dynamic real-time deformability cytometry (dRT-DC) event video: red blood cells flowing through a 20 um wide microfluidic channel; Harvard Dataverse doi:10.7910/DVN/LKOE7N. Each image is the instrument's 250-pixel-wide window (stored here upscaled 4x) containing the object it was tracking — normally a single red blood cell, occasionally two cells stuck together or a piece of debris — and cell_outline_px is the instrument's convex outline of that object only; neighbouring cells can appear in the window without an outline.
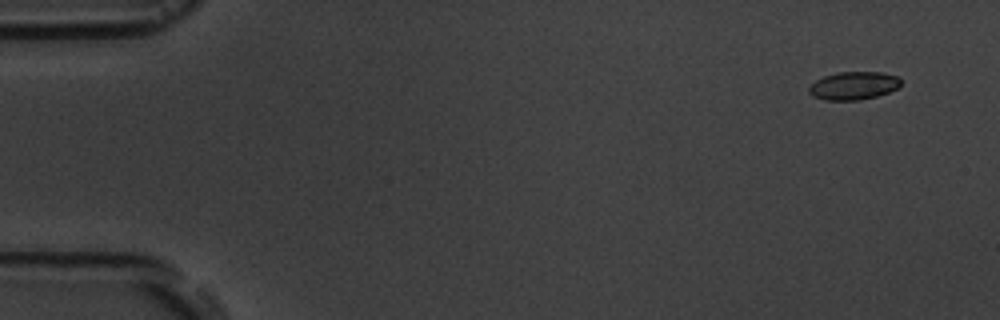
{"species": "common noctule bat (a hibernating species)", "species_latin": "Nyctalus noctula", "temperature_condition": "room temperature", "stored_images_in_passage": 5, "camera_frame_rate_fps": 3000, "um_per_image_px": 0.085, "animal": {"sex": "male", "body_mass_g": 19.5, "forearm_length_mm": 54.6}, "frame": {"image": 1, "passage_image": 1, "time_ms": 0.0, "image_size_px": [1000, 320], "cell_outline_px": [[900, 84], [896, 88], [888, 92], [876, 96], [860, 100], [824, 100], [812, 96], [808, 92], [808, 88], [816, 80], [824, 76], [840, 72], [880, 72], [900, 76]], "centroid_in_image_um": [72.54, 7.28], "position_along_channel_um": 12.5, "area_um2": 14.97}}
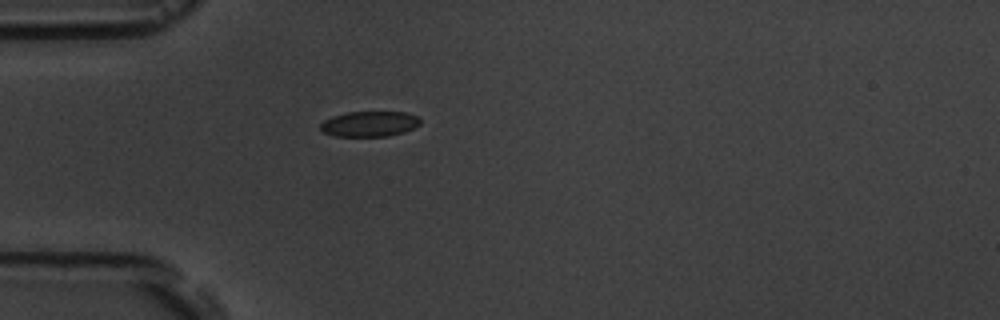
{"frame": {"image": 2, "passage_image": 5, "time_ms": 4.333, "image_size_px": [1000, 320], "cell_outline_px": [[420, 124], [404, 132], [388, 136], [336, 136], [324, 132], [320, 128], [320, 124], [324, 120], [332, 116], [348, 112], [404, 112], [416, 116], [420, 120]], "centroid_in_image_um": [31.39, 10.53], "position_along_channel_um": 53.6, "area_um2": 14.62}}